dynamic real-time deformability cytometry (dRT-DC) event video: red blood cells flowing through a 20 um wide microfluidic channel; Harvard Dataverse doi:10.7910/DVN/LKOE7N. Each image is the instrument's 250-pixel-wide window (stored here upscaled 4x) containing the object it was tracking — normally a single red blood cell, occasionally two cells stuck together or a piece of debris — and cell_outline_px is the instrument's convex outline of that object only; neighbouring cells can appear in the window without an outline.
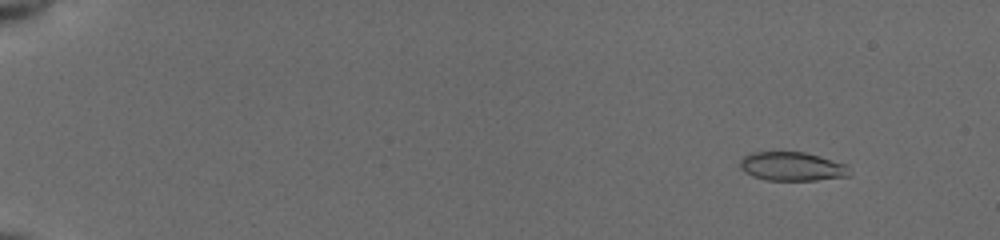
{"species": "common noctule bat (a hibernating species)", "species_latin": "Nyctalus noctula", "temperature_condition": "cold", "stored_images_in_passage": 56, "camera_frame_rate_fps": 3000, "um_per_image_px": 0.085, "animal": {"sex": "female", "body_mass_g": 19.5, "forearm_length_mm": 54.1}, "frame": {"image": 1, "passage_image": 7, "time_ms": 2.0, "image_size_px": [1000, 240], "cell_outline_px": [[852, 176], [816, 180], [768, 180], [752, 176], [744, 172], [740, 168], [740, 160], [748, 152], [804, 152], [820, 156], [848, 164], [852, 172]], "centroid_in_image_um": [67.37, 14.15], "position_along_channel_um": 17.6, "area_um2": 18.73}}
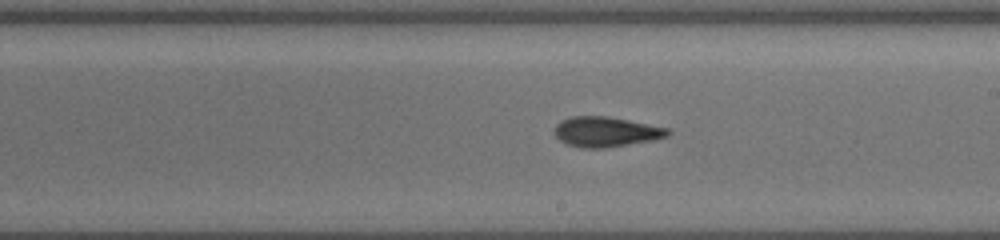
{"frame": {"image": 2, "passage_image": 35, "time_ms": 11.333, "image_size_px": [1000, 240], "cell_outline_px": [[672, 132], [668, 136], [652, 140], [604, 148], [580, 148], [568, 144], [560, 140], [556, 136], [556, 124], [572, 116], [608, 116], [668, 128]], "centroid_in_image_um": [51.53, 11.2], "position_along_channel_um": 237.5, "area_um2": 19.59}}
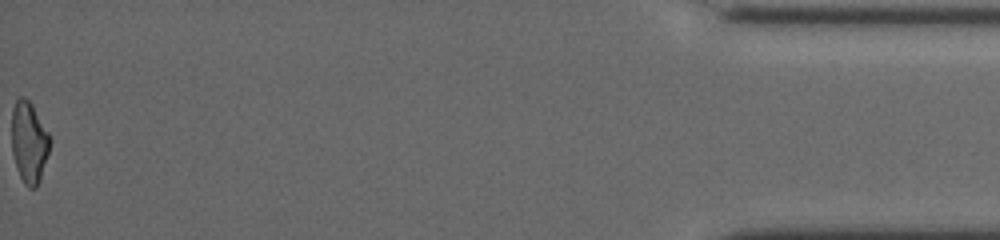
{"frame": {"image": 3, "passage_image": 56, "time_ms": 18.333, "image_size_px": [1000, 240], "cell_outline_px": [[48, 152], [40, 180], [36, 188], [28, 188], [24, 184], [20, 176], [12, 152], [12, 108], [16, 100], [20, 96], [24, 96], [32, 104], [48, 132]], "centroid_in_image_um": [2.44, 12.08], "position_along_channel_um": 432.8, "area_um2": 17.8}, "authors_computed_cell_mechanics": {"area_um2": 19.0451, "velocity_mm_per_s": 3.9538, "shape_relaxation_time_tau1_ms": 3.2051, "shape_relaxation_time_tau2_ms": 1.7247, "deformation_change_tau1": 0.1457, "deformation_change_tau2": 0.0885}}